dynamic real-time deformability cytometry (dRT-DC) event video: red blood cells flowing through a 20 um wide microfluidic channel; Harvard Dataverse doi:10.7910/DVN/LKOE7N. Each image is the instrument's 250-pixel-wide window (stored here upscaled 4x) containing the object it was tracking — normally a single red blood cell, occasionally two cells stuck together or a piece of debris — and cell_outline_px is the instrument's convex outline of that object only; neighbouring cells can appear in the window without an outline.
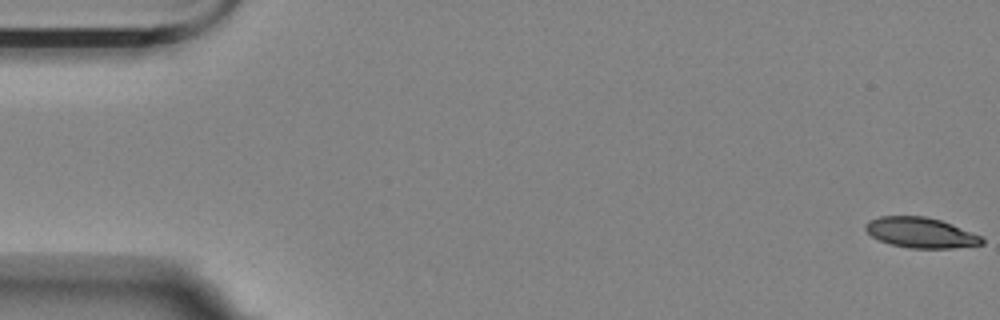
{"species": "Egyptian fruit bat (a non-hibernating species)", "species_latin": "Rousettus aegyptiacus", "temperature_condition": "room temperature", "stored_images_in_passage": 9, "camera_frame_rate_fps": 3000, "um_per_image_px": 0.085, "animal": {"sex": "female"}, "frame": {"image": 1, "passage_image": 1, "time_ms": 0.0, "image_size_px": [1000, 320], "cell_outline_px": [[984, 244], [952, 248], [908, 248], [888, 244], [872, 236], [864, 228], [864, 224], [868, 220], [880, 216], [924, 216], [940, 220], [952, 224], [980, 236], [984, 240]], "centroid_in_image_um": [78.22, 19.77], "position_along_channel_um": 6.8, "area_um2": 20.58}}